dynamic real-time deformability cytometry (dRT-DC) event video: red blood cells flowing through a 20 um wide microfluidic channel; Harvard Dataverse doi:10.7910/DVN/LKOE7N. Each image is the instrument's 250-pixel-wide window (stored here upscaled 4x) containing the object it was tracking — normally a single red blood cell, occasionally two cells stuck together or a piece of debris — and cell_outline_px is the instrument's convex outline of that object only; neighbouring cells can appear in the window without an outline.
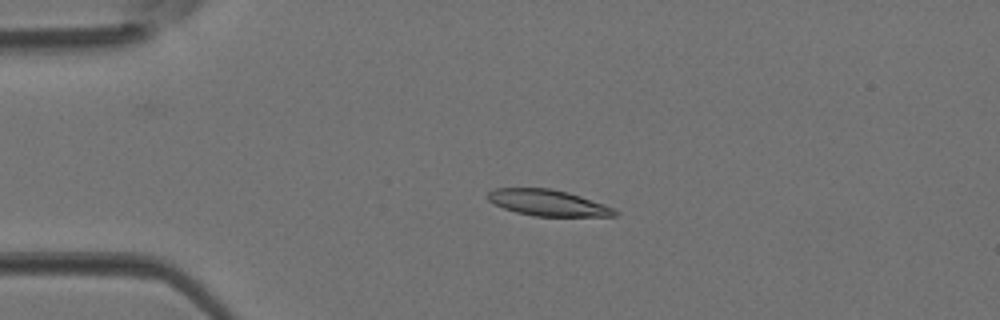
{"species": "Egyptian fruit bat (a non-hibernating species)", "species_latin": "Rousettus aegyptiacus", "temperature_condition": "room temperature", "stored_images_in_passage": 4, "camera_frame_rate_fps": 3000, "um_per_image_px": 0.085, "animal": {"sex": "female"}, "frame": {"image": 1, "passage_image": 3, "time_ms": 0.667, "image_size_px": [1000, 320], "cell_outline_px": [[620, 216], [532, 216], [516, 212], [504, 208], [488, 200], [488, 192], [496, 188], [552, 188], [568, 192], [604, 204], [620, 212]], "centroid_in_image_um": [46.61, 17.24], "position_along_channel_um": 38.4, "area_um2": 19.31}}